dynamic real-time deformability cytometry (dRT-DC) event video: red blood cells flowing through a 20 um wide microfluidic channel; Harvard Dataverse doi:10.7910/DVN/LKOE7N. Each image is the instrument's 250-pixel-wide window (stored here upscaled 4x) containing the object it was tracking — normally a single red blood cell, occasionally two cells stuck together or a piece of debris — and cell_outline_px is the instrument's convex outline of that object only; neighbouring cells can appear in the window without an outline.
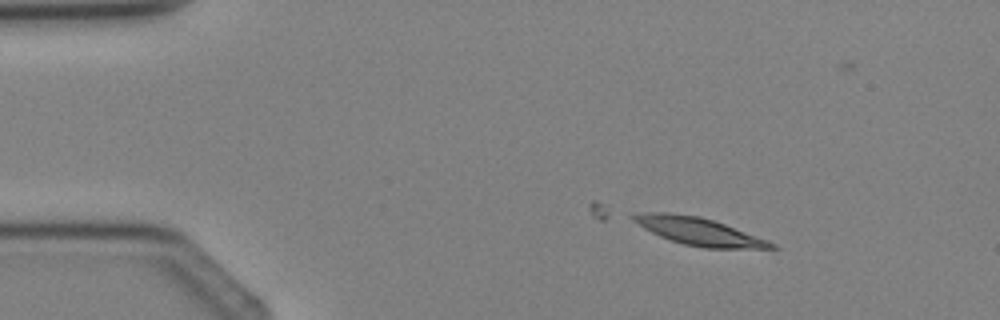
{"species": "Egyptian fruit bat (a non-hibernating species)", "species_latin": "Rousettus aegyptiacus", "temperature_condition": "cold", "stored_images_in_passage": 3, "camera_frame_rate_fps": 3000, "um_per_image_px": 0.085, "animal": {"sex": "female"}, "frame": {"image": 1, "passage_image": 1, "time_ms": 0.0, "image_size_px": [1000, 320], "cell_outline_px": [[780, 248], [704, 248], [684, 244], [660, 236], [644, 228], [632, 220], [628, 216], [648, 212], [668, 212], [700, 216], [724, 224], [768, 240], [776, 244]], "centroid_in_image_um": [59.4, 19.66], "position_along_channel_um": 25.6, "area_um2": 21.85}}
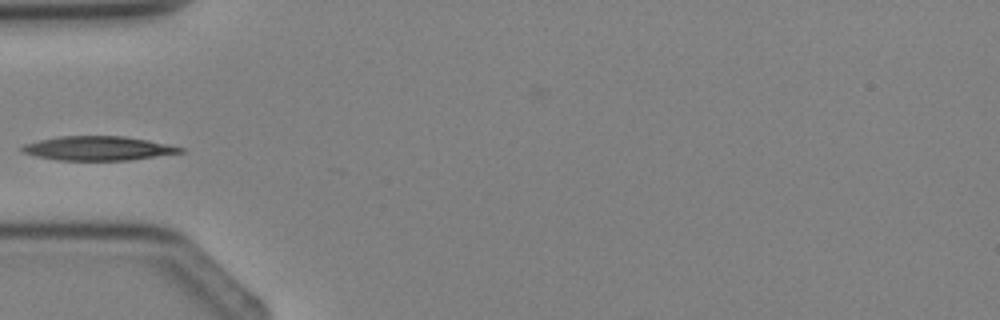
{"frame": {"image": 2, "passage_image": 3, "time_ms": 2.333, "image_size_px": [1000, 320], "cell_outline_px": [[184, 152], [128, 160], [56, 160], [36, 156], [20, 152], [20, 148], [24, 144], [40, 140], [60, 136], [124, 136], [148, 140], [184, 148]], "centroid_in_image_um": [8.29, 12.61], "position_along_channel_um": 76.7, "area_um2": 22.14}}